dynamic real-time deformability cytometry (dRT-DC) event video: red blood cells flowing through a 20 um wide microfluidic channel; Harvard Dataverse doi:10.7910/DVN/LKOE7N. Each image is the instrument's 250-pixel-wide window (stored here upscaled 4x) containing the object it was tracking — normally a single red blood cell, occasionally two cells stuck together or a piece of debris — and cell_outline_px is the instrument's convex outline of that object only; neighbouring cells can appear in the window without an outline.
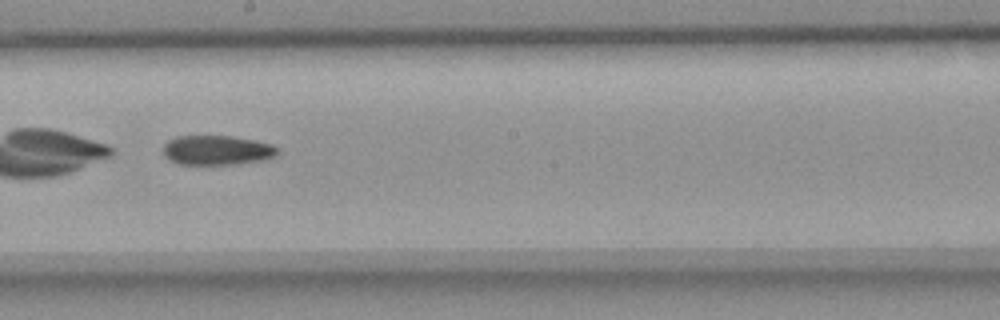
{"species": "common noctule bat (a hibernating species)", "species_latin": "Nyctalus noctula", "temperature_condition": "room temperature", "stored_images_in_passage": 54, "camera_frame_rate_fps": 3000, "um_per_image_px": 0.085, "animal": {"sex": "female", "body_mass_g": 18.4}, "frame": {"image": 1, "passage_image": 31, "time_ms": 10.0, "image_size_px": [1000, 320], "cell_outline_px": [[280, 152], [276, 156], [268, 160], [236, 164], [180, 164], [168, 160], [164, 156], [164, 144], [168, 140], [176, 136], [232, 136], [256, 140], [272, 144], [280, 148]], "centroid_in_image_um": [18.51, 12.77], "position_along_channel_um": 229.7, "area_um2": 20.11}}